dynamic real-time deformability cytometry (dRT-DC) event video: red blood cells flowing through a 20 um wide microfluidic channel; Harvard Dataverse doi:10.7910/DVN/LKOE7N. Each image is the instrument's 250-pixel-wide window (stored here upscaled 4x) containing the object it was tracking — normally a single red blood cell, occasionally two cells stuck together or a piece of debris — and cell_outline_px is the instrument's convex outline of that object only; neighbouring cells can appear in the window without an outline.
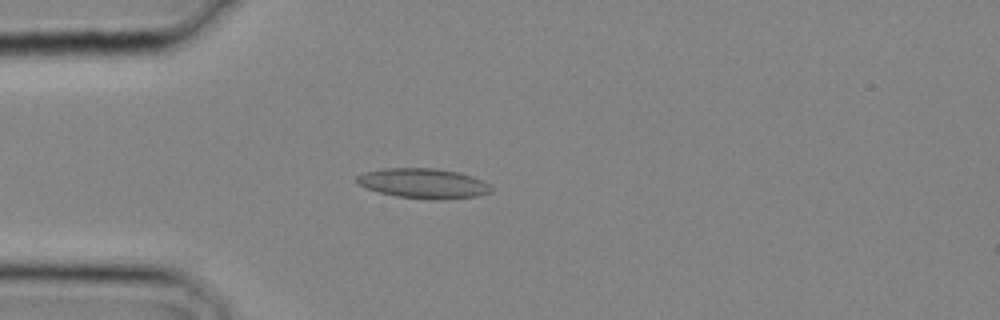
{"species": "common noctule bat (a hibernating species)", "species_latin": "Nyctalus noctula", "temperature_condition": "cold", "stored_images_in_passage": 10, "camera_frame_rate_fps": 3000, "um_per_image_px": 0.085, "animal": {"sex": "male", "body_mass_g": 20.4}, "frame": {"image": 1, "passage_image": 2, "time_ms": 0.333, "image_size_px": [1000, 320], "cell_outline_px": [[492, 192], [476, 196], [440, 200], [436, 200], [396, 196], [380, 192], [368, 188], [360, 184], [356, 180], [356, 176], [364, 172], [384, 168], [432, 168], [456, 172], [472, 176], [488, 184], [492, 188]], "centroid_in_image_um": [35.99, 15.59], "position_along_channel_um": 49.0, "area_um2": 23.18}}
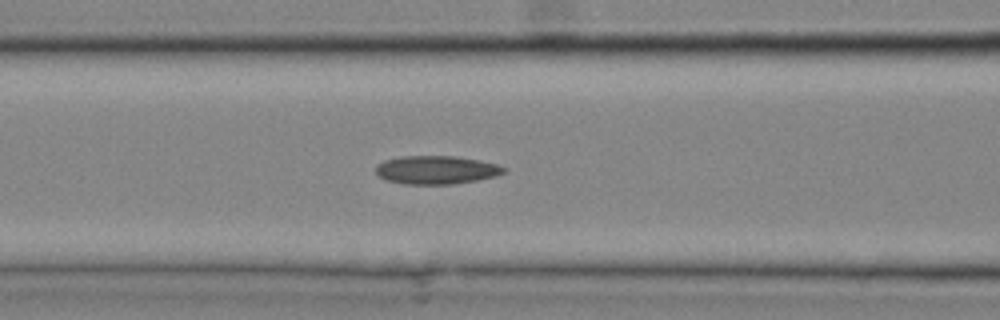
{"frame": {"image": 2, "passage_image": 6, "time_ms": 1.667, "image_size_px": [1000, 320], "cell_outline_px": [[508, 168], [504, 172], [496, 176], [476, 180], [452, 184], [404, 184], [384, 180], [376, 172], [376, 164], [384, 160], [404, 156], [452, 156], [480, 160], [496, 164]], "centroid_in_image_um": [37.07, 14.44], "position_along_channel_um": 129.5, "area_um2": 21.15}}
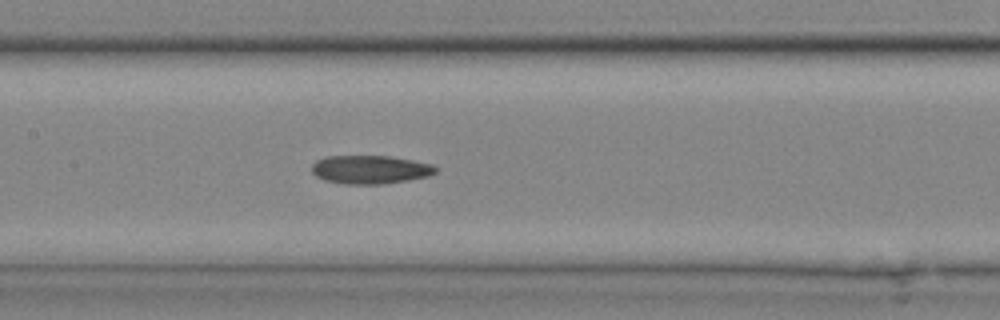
{"frame": {"image": 3, "passage_image": 8, "time_ms": 2.333, "image_size_px": [1000, 320], "cell_outline_px": [[436, 172], [428, 176], [384, 184], [344, 184], [324, 180], [316, 176], [312, 172], [312, 164], [316, 160], [324, 156], [388, 156], [432, 164], [436, 168]], "centroid_in_image_um": [31.41, 14.41], "position_along_channel_um": 176.0, "area_um2": 20.46}}